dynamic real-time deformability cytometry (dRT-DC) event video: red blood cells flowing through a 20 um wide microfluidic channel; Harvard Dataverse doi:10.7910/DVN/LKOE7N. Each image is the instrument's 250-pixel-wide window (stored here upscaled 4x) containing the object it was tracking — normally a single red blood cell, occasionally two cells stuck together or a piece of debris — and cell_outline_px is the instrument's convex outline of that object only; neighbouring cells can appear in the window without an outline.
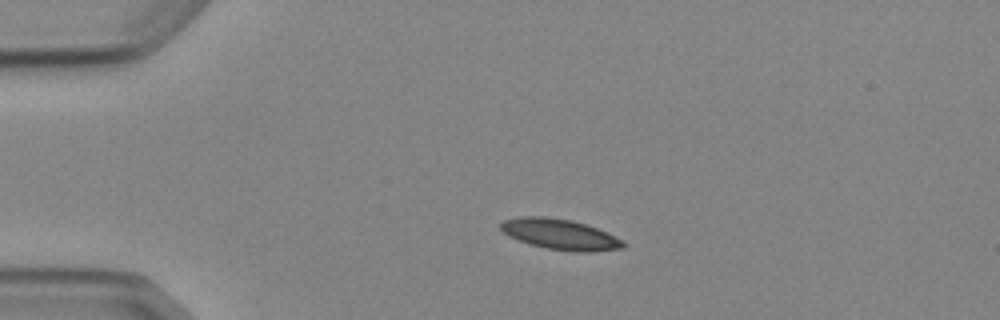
{"species": "Egyptian fruit bat (a non-hibernating species)", "species_latin": "Rousettus aegyptiacus", "temperature_condition": "cold", "stored_images_in_passage": 3, "camera_frame_rate_fps": 3000, "um_per_image_px": 0.085, "animal": {"sex": "female"}, "frame": {"image": 1, "passage_image": 2, "time_ms": 2.333, "image_size_px": [1000, 320], "cell_outline_px": [[624, 248], [592, 252], [572, 252], [548, 248], [532, 244], [508, 236], [500, 228], [500, 224], [504, 220], [520, 216], [544, 216], [572, 220], [596, 228], [624, 240]], "centroid_in_image_um": [47.61, 19.91], "position_along_channel_um": 37.4, "area_um2": 21.68}}